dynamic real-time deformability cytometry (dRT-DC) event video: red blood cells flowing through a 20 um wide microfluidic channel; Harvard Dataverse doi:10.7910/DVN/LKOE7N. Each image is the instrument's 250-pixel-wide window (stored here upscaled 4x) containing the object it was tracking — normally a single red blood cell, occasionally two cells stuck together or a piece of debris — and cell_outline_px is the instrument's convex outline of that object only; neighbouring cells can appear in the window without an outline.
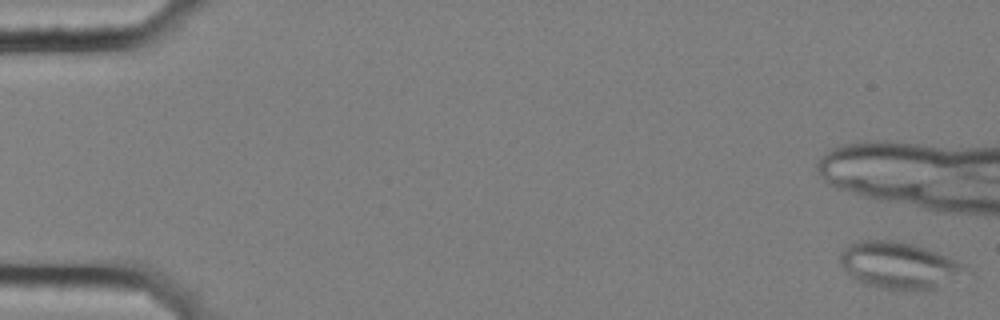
{"species": "common noctule bat (a hibernating species)", "species_latin": "Nyctalus noctula", "temperature_condition": "cold", "stored_images_in_passage": 9, "camera_frame_rate_fps": 3000, "um_per_image_px": 0.085, "animal": {"sex": "female", "body_mass_g": 25.1}, "frame": {"image": 1, "passage_image": 1, "time_ms": 0.0, "image_size_px": [1000, 320], "cell_outline_px": [[972, 276], [940, 288], [916, 292], [880, 288], [864, 284], [856, 280], [840, 264], [840, 252], [848, 244], [860, 240], [888, 240], [912, 244], [936, 252], [956, 260], [964, 264], [972, 272]], "centroid_in_image_um": [76.55, 22.61], "position_along_channel_um": 8.4, "area_um2": 35.26}}